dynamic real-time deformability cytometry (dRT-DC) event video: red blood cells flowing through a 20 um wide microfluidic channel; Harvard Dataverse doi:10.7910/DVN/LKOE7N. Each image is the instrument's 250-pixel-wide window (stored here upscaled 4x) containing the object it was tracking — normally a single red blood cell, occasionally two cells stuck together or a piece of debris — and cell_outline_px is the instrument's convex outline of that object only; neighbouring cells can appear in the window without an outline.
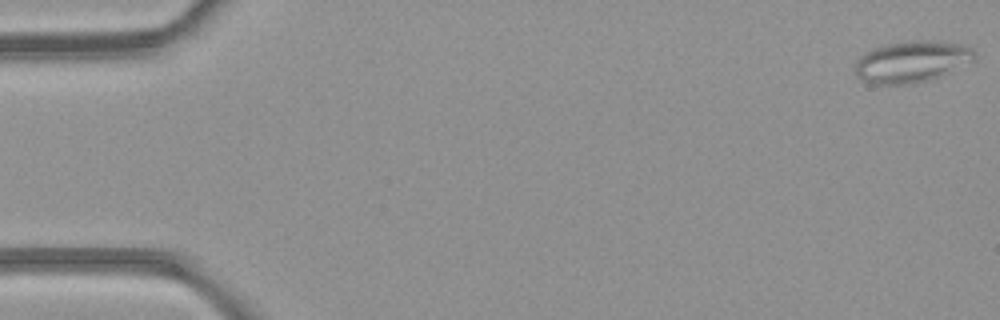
{"species": "common noctule bat (a hibernating species)", "species_latin": "Nyctalus noctula", "temperature_condition": "room temperature", "stored_images_in_passage": 33, "segment_of_instrument_passage": [1, 2], "camera_frame_rate_fps": 3000, "um_per_image_px": 0.085, "animal": {"sex": "female", "body_mass_g": 21.9}, "frame": {"image": 1, "passage_image": 1, "time_ms": 0.0, "image_size_px": [1000, 320], "cell_outline_px": [[976, 56], [972, 60], [944, 76], [916, 84], [876, 84], [860, 80], [856, 76], [856, 60], [860, 56], [872, 48], [888, 44], [908, 40], [940, 40], [960, 44], [972, 48], [976, 52]], "centroid_in_image_um": [77.51, 5.24], "position_along_channel_um": 7.5, "area_um2": 29.3}}
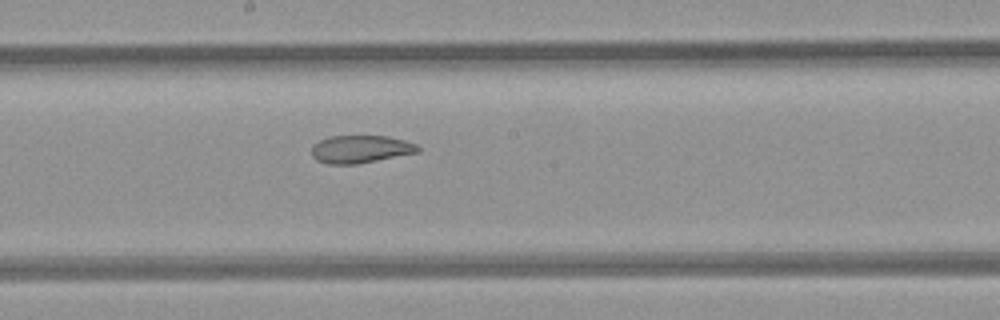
{"frame": {"image": 2, "passage_image": 27, "time_ms": 8.667, "image_size_px": [1000, 320], "cell_outline_px": [[420, 152], [356, 164], [328, 164], [316, 160], [312, 156], [312, 144], [328, 136], [388, 136], [404, 140], [416, 144], [420, 148]], "centroid_in_image_um": [30.63, 12.67], "position_along_channel_um": 217.6, "area_um2": 17.22}}
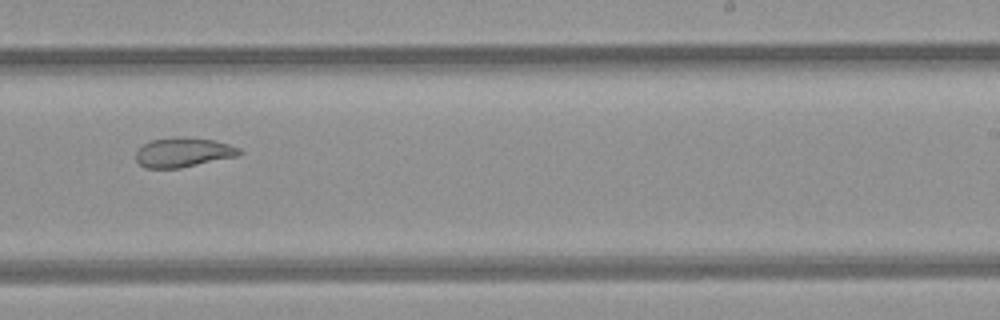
{"frame": {"image": 3, "passage_image": 31, "time_ms": 10.0, "image_size_px": [1000, 320], "cell_outline_px": [[240, 156], [180, 168], [144, 168], [136, 160], [136, 152], [144, 144], [152, 140], [212, 140], [228, 144], [240, 148]], "centroid_in_image_um": [15.59, 13.02], "position_along_channel_um": 273.4, "area_um2": 16.88}}